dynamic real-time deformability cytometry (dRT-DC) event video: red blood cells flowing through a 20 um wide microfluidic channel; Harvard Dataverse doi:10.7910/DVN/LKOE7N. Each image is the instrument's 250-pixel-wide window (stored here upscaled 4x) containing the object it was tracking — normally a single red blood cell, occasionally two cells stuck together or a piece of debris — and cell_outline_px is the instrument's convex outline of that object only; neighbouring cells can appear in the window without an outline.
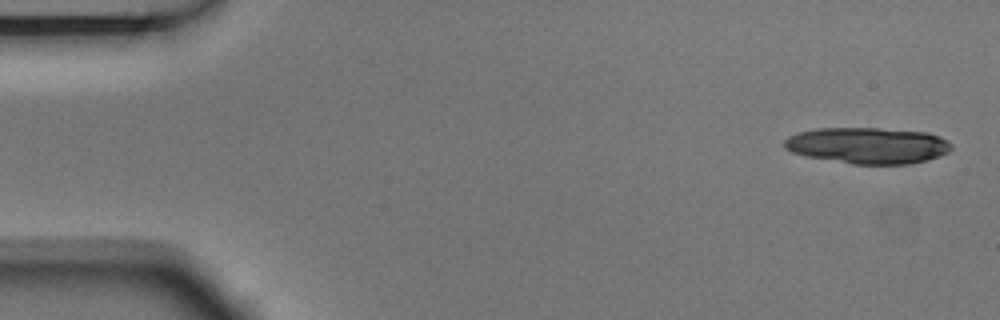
{"species": "Egyptian fruit bat (a non-hibernating species)", "species_latin": "Rousettus aegyptiacus", "temperature_condition": "room temperature", "stored_images_in_passage": 6, "camera_frame_rate_fps": 3000, "um_per_image_px": 0.085, "animal": {"sex": "male"}, "frame": {"image": 1, "passage_image": 1, "time_ms": 0.0, "image_size_px": [1000, 320], "cell_outline_px": [[952, 148], [948, 152], [928, 160], [912, 164], [852, 164], [808, 156], [792, 152], [784, 148], [784, 140], [788, 136], [796, 132], [816, 128], [880, 128], [928, 132], [940, 136], [948, 140], [952, 144]], "centroid_in_image_um": [73.78, 12.36], "position_along_channel_um": 11.2, "area_um2": 35.55}}